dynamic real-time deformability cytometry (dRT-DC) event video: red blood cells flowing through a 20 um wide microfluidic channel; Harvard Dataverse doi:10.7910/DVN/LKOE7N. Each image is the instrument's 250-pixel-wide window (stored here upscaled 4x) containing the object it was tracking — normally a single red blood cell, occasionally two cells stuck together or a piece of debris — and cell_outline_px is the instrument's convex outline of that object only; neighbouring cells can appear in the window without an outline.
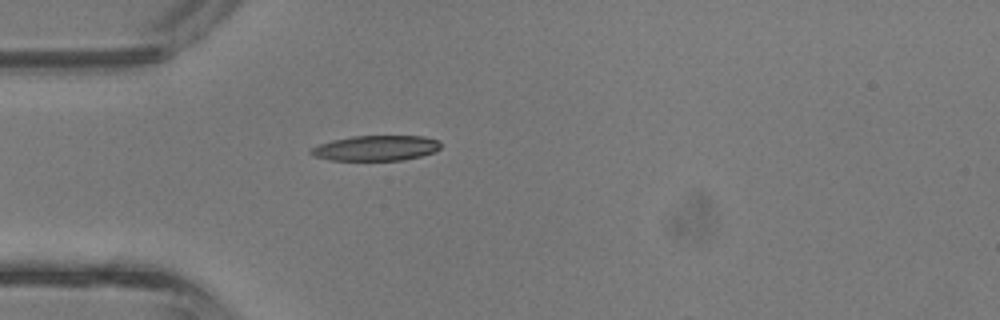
{"species": "common noctule bat (a hibernating species)", "species_latin": "Nyctalus noctula", "temperature_condition": "room temperature", "stored_images_in_passage": 2, "camera_frame_rate_fps": 3000, "um_per_image_px": 0.085, "animal": {"sex": "male", "body_mass_g": 13.3}, "frame": {"image": 1, "passage_image": 2, "time_ms": 0.333, "image_size_px": [1000, 320], "cell_outline_px": [[440, 148], [436, 152], [404, 160], [332, 160], [312, 156], [308, 152], [312, 148], [320, 144], [332, 140], [352, 136], [424, 136], [440, 140]], "centroid_in_image_um": [31.98, 12.58], "position_along_channel_um": 53.0, "area_um2": 19.19}}